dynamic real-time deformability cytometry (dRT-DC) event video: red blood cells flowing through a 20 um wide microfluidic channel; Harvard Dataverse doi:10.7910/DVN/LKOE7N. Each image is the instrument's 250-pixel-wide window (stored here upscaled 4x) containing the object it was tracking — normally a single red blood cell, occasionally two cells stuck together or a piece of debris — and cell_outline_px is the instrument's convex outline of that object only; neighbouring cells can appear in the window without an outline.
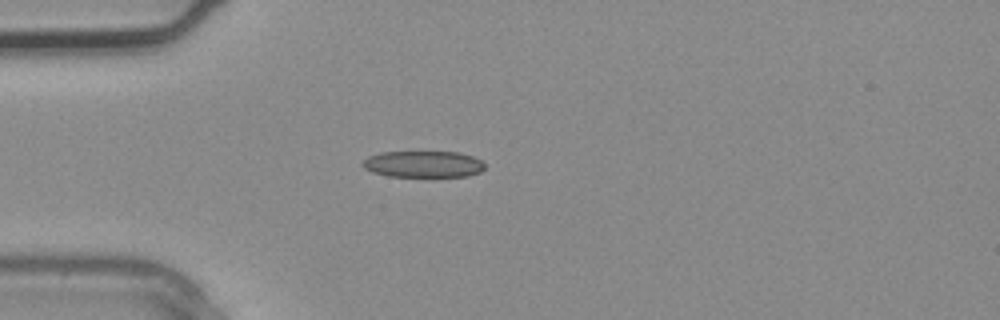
{"species": "common noctule bat (a hibernating species)", "species_latin": "Nyctalus noctula", "temperature_condition": "warm", "stored_images_in_passage": 2, "camera_frame_rate_fps": 3000, "um_per_image_px": 0.085, "animal": {"sex": "male", "body_mass_g": 20.4}, "frame": {"image": 1, "passage_image": 2, "time_ms": 0.333, "image_size_px": [1000, 320], "cell_outline_px": [[484, 168], [480, 172], [468, 176], [388, 176], [372, 172], [364, 168], [360, 164], [368, 156], [380, 152], [460, 152], [472, 156], [480, 160], [484, 164]], "centroid_in_image_um": [35.95, 13.95], "position_along_channel_um": 49.0, "area_um2": 18.84}}